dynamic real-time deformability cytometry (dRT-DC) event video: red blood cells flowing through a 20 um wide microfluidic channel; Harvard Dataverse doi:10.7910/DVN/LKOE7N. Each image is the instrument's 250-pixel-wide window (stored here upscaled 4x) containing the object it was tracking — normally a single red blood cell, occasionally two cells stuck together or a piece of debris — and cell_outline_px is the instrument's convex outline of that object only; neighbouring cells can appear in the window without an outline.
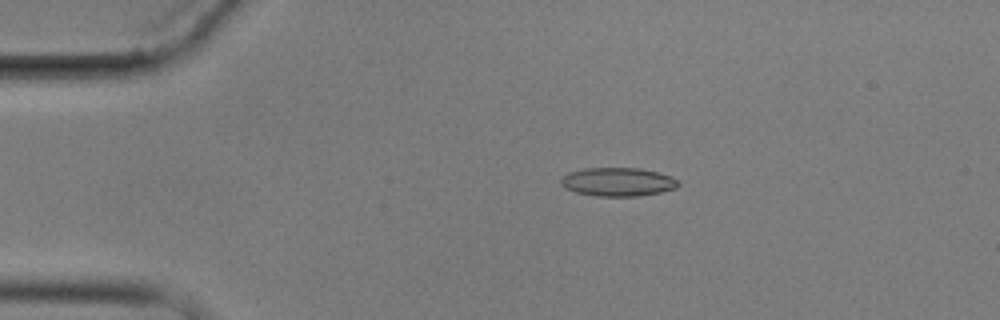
{"species": "common noctule bat (a hibernating species)", "species_latin": "Nyctalus noctula", "temperature_condition": "cold", "stored_images_in_passage": 2, "camera_frame_rate_fps": 3000, "um_per_image_px": 0.085, "animal": {"sex": "male", "body_mass_g": 17.9}, "frame": {"image": 1, "passage_image": 1, "time_ms": 0.0, "image_size_px": [1000, 320], "cell_outline_px": [[680, 184], [676, 188], [660, 192], [636, 196], [596, 196], [576, 192], [564, 188], [560, 184], [560, 180], [568, 172], [584, 168], [640, 168], [660, 172], [676, 180]], "centroid_in_image_um": [52.48, 15.45], "position_along_channel_um": 32.5, "area_um2": 19.54}}